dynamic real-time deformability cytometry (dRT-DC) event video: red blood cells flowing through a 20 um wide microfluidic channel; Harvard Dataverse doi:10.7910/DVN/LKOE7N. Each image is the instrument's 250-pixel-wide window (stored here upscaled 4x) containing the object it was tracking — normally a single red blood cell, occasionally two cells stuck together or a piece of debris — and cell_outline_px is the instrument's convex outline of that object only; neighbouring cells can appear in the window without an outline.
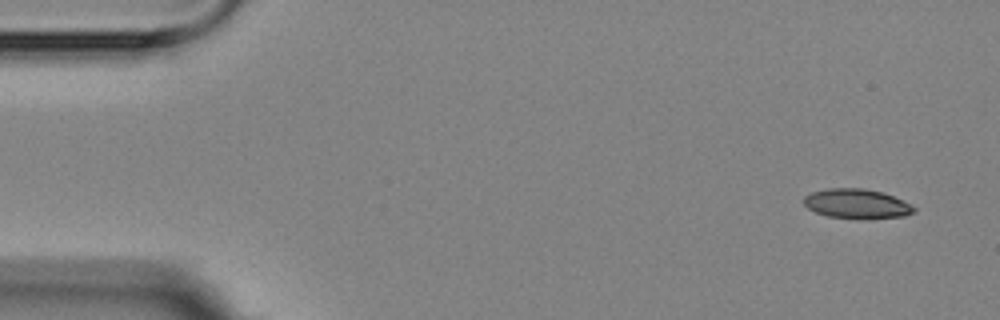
{"species": "Egyptian fruit bat (a non-hibernating species)", "species_latin": "Rousettus aegyptiacus", "temperature_condition": "room temperature", "stored_images_in_passage": 5, "camera_frame_rate_fps": 3000, "um_per_image_px": 0.085, "animal": {"sex": "female"}, "frame": {"image": 1, "passage_image": 1, "time_ms": 0.0, "image_size_px": [1000, 320], "cell_outline_px": [[916, 212], [904, 216], [828, 216], [816, 212], [808, 208], [804, 204], [804, 196], [812, 192], [828, 188], [864, 188], [880, 192], [892, 196], [916, 208]], "centroid_in_image_um": [72.77, 17.27], "position_along_channel_um": 12.2, "area_um2": 17.92}}
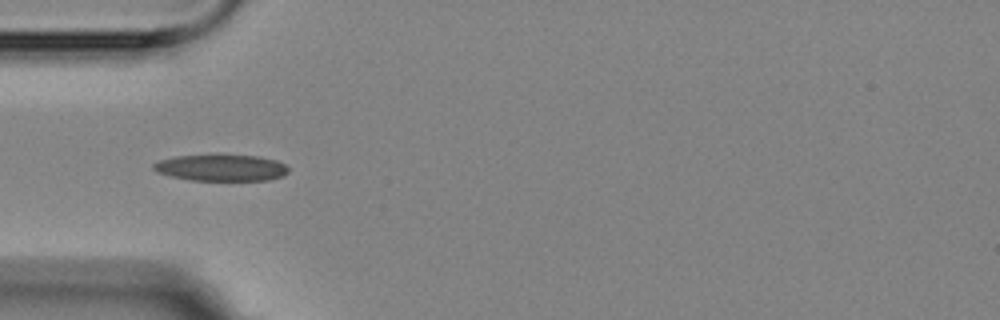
{"frame": {"image": 2, "passage_image": 5, "time_ms": 4.667, "image_size_px": [1000, 320], "cell_outline_px": [[288, 172], [284, 176], [268, 180], [192, 180], [172, 176], [156, 172], [152, 168], [152, 164], [160, 160], [172, 156], [216, 152], [260, 156], [276, 160], [284, 164], [288, 168]], "centroid_in_image_um": [18.78, 14.2], "position_along_channel_um": 66.2, "area_um2": 21.79}}